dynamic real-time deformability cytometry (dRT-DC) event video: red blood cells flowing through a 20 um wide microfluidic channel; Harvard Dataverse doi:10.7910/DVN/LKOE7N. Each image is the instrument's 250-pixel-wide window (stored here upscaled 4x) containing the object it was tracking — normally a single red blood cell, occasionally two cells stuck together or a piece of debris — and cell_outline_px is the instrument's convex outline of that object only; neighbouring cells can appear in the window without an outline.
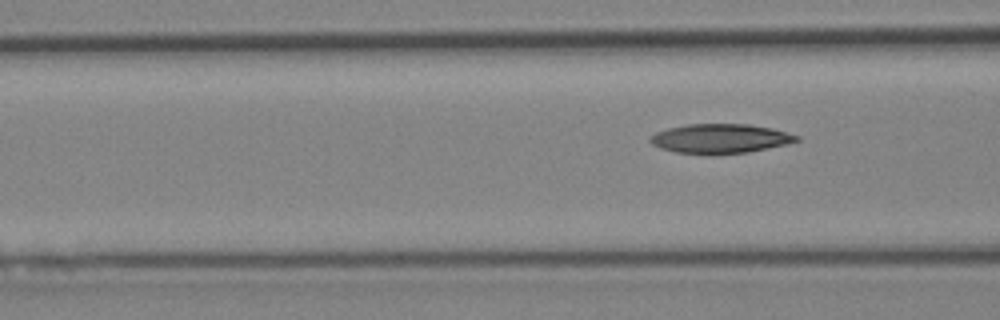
{"species": "Egyptian fruit bat (a non-hibernating species)", "species_latin": "Rousettus aegyptiacus", "temperature_condition": "cold", "stored_images_in_passage": 5, "camera_frame_rate_fps": 3000, "um_per_image_px": 0.085, "animal": {"sex": "female"}, "frame": {"image": 1, "passage_image": 5, "time_ms": 5.667, "image_size_px": [1000, 320], "cell_outline_px": [[800, 140], [784, 144], [748, 152], [712, 156], [708, 156], [676, 152], [660, 148], [652, 144], [648, 140], [656, 132], [668, 128], [688, 124], [748, 124], [772, 128], [800, 136]], "centroid_in_image_um": [61.19, 11.8], "position_along_channel_um": 105.4, "area_um2": 25.32}}